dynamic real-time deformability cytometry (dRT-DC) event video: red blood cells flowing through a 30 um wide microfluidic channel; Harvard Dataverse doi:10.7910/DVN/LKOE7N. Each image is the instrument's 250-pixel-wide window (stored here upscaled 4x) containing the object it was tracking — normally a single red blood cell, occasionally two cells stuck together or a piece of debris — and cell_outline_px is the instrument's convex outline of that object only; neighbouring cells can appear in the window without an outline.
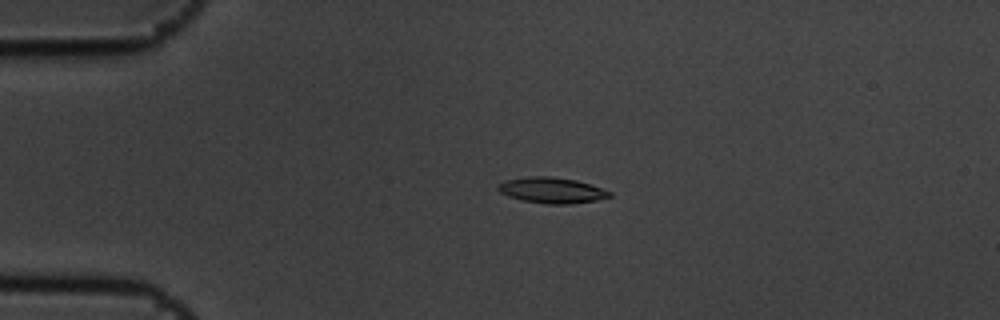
{"species": "common noctule bat (a hibernating species)", "species_latin": "Nyctalus noctula", "temperature_condition": "cold", "stored_images_in_passage": 5, "camera_frame_rate_fps": 3000, "um_per_image_px": 0.085, "animal": {"sex": "male", "body_mass_g": 19.5, "forearm_length_mm": 54.6}, "frame": {"image": 1, "passage_image": 4, "time_ms": 1.0, "image_size_px": [1000, 320], "cell_outline_px": [[612, 196], [596, 200], [572, 204], [544, 204], [524, 200], [508, 196], [500, 192], [496, 188], [504, 180], [528, 176], [552, 176], [576, 180], [612, 192]], "centroid_in_image_um": [46.89, 16.17], "position_along_channel_um": 38.1, "area_um2": 16.7}}